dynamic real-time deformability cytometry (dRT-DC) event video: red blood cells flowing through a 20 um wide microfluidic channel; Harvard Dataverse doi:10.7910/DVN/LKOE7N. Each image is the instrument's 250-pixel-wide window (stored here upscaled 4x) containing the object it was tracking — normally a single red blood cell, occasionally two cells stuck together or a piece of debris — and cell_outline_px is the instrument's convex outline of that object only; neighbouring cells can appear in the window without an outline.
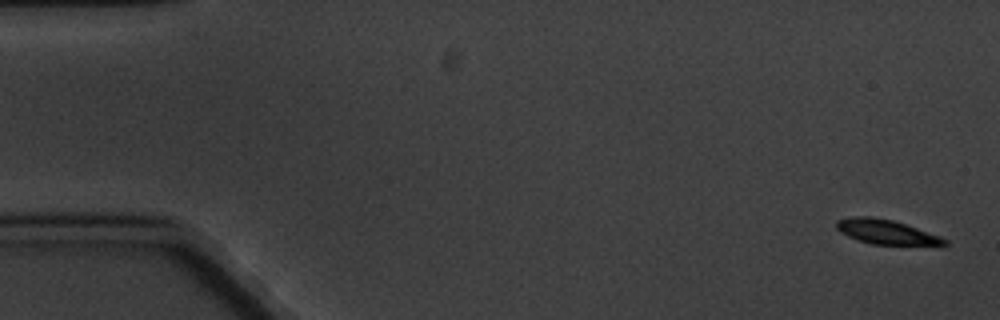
{"species": "common noctule bat (a hibernating species)", "species_latin": "Nyctalus noctula", "temperature_condition": "cold", "stored_images_in_passage": 6, "camera_frame_rate_fps": 3000, "um_per_image_px": 0.085, "animal": {"sex": "male", "body_mass_g": 20.1, "forearm_length_mm": 53.5}, "frame": {"image": 1, "passage_image": 1, "time_ms": 0.0, "image_size_px": [1000, 320], "cell_outline_px": [[948, 244], [872, 244], [848, 236], [840, 232], [836, 228], [836, 220], [852, 216], [872, 216], [892, 220], [940, 236], [948, 240]], "centroid_in_image_um": [75.25, 19.69], "position_along_channel_um": 9.7, "area_um2": 15.03}}